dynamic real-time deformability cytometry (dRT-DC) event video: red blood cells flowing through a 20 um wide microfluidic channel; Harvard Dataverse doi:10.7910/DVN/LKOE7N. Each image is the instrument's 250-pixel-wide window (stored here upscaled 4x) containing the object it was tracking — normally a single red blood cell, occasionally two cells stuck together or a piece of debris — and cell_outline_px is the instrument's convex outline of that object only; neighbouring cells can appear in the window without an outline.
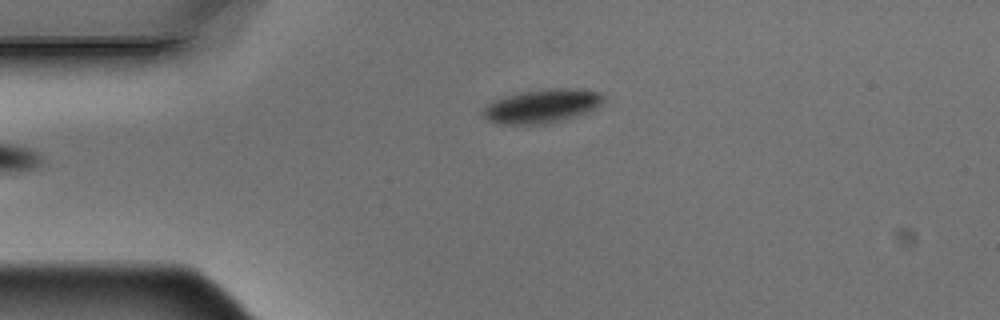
{"species": "Egyptian fruit bat (a non-hibernating species)", "species_latin": "Rousettus aegyptiacus", "temperature_condition": "warm", "stored_images_in_passage": 2, "camera_frame_rate_fps": 3000, "um_per_image_px": 0.085, "animal": {"sex": "male"}, "frame": {"image": 1, "passage_image": 1, "time_ms": 0.0, "image_size_px": [1000, 320], "cell_outline_px": [[604, 100], [596, 108], [588, 112], [560, 120], [544, 124], [504, 124], [488, 120], [480, 116], [480, 112], [492, 100], [504, 96], [524, 92], [548, 88], [584, 88], [600, 92], [604, 96]], "centroid_in_image_um": [46.06, 9.0], "position_along_channel_um": 38.9, "area_um2": 23.81}}